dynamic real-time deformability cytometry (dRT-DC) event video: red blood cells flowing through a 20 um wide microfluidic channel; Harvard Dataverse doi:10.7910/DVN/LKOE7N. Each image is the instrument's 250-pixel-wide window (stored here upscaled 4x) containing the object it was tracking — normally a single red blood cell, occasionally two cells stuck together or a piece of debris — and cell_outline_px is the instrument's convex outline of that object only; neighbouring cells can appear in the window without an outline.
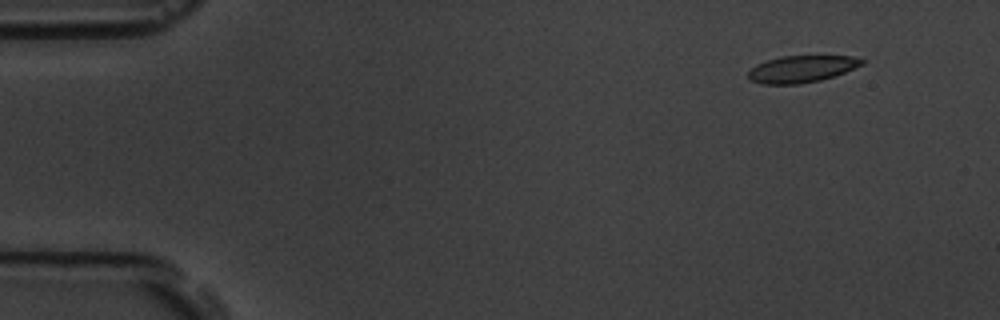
{"species": "common noctule bat (a hibernating species)", "species_latin": "Nyctalus noctula", "temperature_condition": "room temperature", "stored_images_in_passage": 15, "camera_frame_rate_fps": 3000, "um_per_image_px": 0.085, "animal": {"sex": "male", "body_mass_g": 19.5, "forearm_length_mm": 54.6}, "frame": {"image": 1, "passage_image": 2, "time_ms": 1.0, "image_size_px": [1000, 320], "cell_outline_px": [[864, 64], [844, 72], [820, 80], [800, 84], [764, 84], [752, 80], [748, 76], [748, 72], [756, 64], [768, 60], [784, 56], [852, 56], [864, 60]], "centroid_in_image_um": [68.14, 5.86], "position_along_channel_um": 16.9, "area_um2": 17.51}}
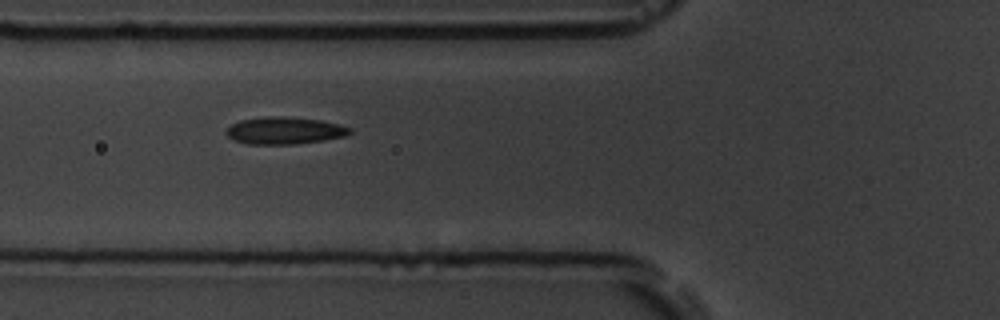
{"frame": {"image": 2, "passage_image": 6, "time_ms": 6.333, "image_size_px": [1000, 320], "cell_outline_px": [[352, 132], [344, 136], [324, 140], [296, 144], [248, 144], [232, 140], [224, 132], [232, 124], [240, 120], [264, 116], [284, 116], [320, 120], [340, 124], [352, 128]], "centroid_in_image_um": [24.17, 11.09], "position_along_channel_um": 101.6, "area_um2": 19.71}}
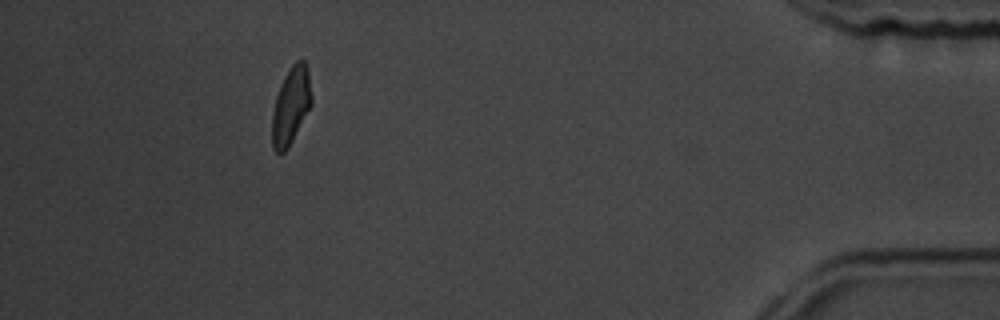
{"frame": {"image": 3, "passage_image": 14, "time_ms": 16.667, "image_size_px": [1000, 320], "cell_outline_px": [[312, 104], [288, 148], [284, 152], [276, 152], [272, 144], [272, 112], [276, 96], [280, 84], [284, 76], [292, 64], [296, 60], [304, 60], [308, 68], [312, 96]], "centroid_in_image_um": [24.73, 8.95], "position_along_channel_um": 410.5, "area_um2": 17.8}, "authors_computed_cell_mechanics": {"area_um2": 19.074, "velocity_mm_per_s": 3.5578, "shape_relaxation_time_tau1_ms": 5.6369, "shape_relaxation_time_tau2_ms": 1.6688, "deformation_change_tau1": 0.1298, "deformation_change_tau2": 0.0655}}